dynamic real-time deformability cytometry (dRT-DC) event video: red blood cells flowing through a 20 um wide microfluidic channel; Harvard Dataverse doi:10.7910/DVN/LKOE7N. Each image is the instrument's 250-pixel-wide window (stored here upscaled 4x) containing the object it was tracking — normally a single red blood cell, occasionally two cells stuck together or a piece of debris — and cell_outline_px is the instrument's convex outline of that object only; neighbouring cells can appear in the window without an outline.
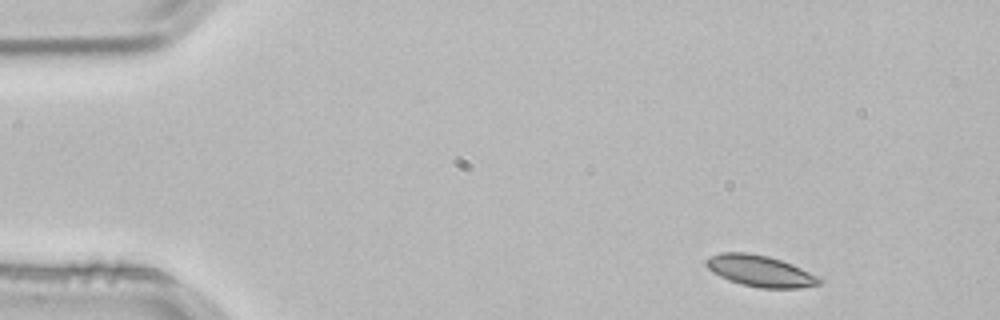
{"species": "common noctule bat (a hibernating species)", "species_latin": "Nyctalus noctula", "temperature_condition": "room temperature", "stored_images_in_passage": 3, "camera_frame_rate_fps": 3000, "um_per_image_px": 0.085, "animal": {"sex": "male", "body_mass_g": 21.5, "forearm_length_mm": 52.0}, "frame": {"image": 1, "passage_image": 1, "time_ms": 0.0, "image_size_px": [1000, 320], "cell_outline_px": [[824, 280], [820, 284], [800, 288], [760, 288], [728, 280], [712, 272], [704, 264], [704, 260], [708, 256], [720, 252], [744, 252], [768, 256], [792, 264], [820, 276]], "centroid_in_image_um": [64.61, 23.03], "position_along_channel_um": 20.4, "area_um2": 20.81}}
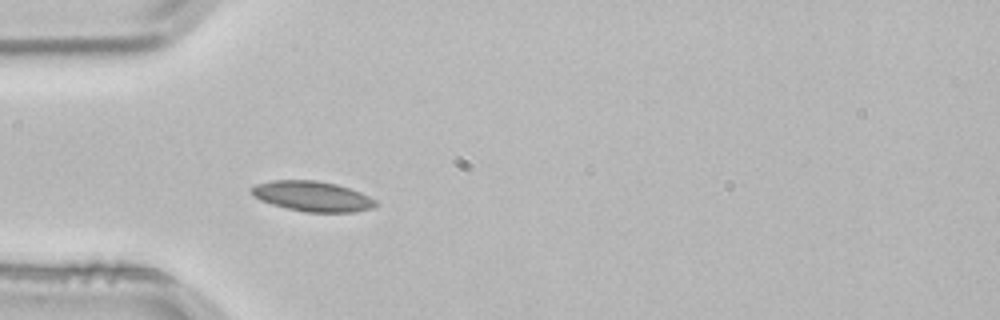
{"frame": {"image": 2, "passage_image": 3, "time_ms": 0.667, "image_size_px": [1000, 320], "cell_outline_px": [[380, 204], [376, 208], [352, 212], [304, 212], [272, 204], [260, 200], [252, 196], [248, 192], [256, 184], [272, 180], [316, 180], [336, 184], [360, 192], [376, 200]], "centroid_in_image_um": [26.56, 16.69], "position_along_channel_um": 58.4, "area_um2": 22.02}}